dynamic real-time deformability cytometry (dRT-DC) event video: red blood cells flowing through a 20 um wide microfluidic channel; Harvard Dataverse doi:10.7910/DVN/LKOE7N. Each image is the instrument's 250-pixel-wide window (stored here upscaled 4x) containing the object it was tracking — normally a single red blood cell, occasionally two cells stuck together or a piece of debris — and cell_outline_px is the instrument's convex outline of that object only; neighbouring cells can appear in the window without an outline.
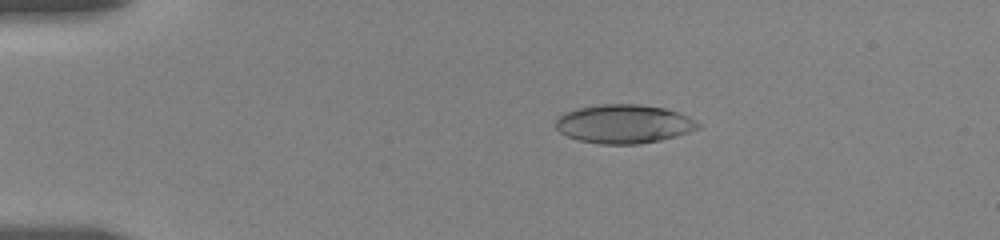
{"species": "human", "species_latin": "Homo sapiens", "temperature_condition": "room temperature", "stored_images_in_passage": 19, "camera_frame_rate_fps": 3000, "um_per_image_px": 0.085, "donor": {"sex": "female"}, "frame": {"image": 1, "passage_image": 6, "time_ms": 2.667, "image_size_px": [1000, 240], "cell_outline_px": [[700, 128], [676, 136], [660, 140], [640, 144], [600, 144], [580, 140], [568, 136], [560, 132], [556, 128], [556, 120], [564, 112], [580, 108], [600, 104], [640, 104], [664, 108], [688, 116], [700, 124]], "centroid_in_image_um": [53.03, 10.53], "position_along_channel_um": 32.0, "area_um2": 31.96}}
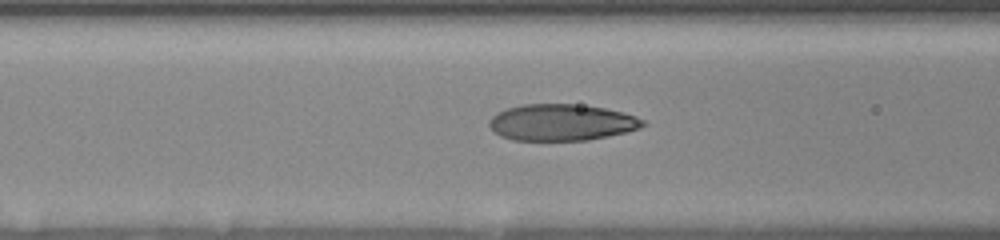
{"frame": {"image": 2, "passage_image": 15, "time_ms": 6.667, "image_size_px": [1000, 240], "cell_outline_px": [[644, 124], [640, 128], [628, 132], [588, 140], [512, 140], [500, 136], [488, 124], [488, 120], [496, 112], [508, 108], [524, 104], [576, 104], [604, 108], [624, 112], [636, 116], [644, 120]], "centroid_in_image_um": [47.73, 10.4], "position_along_channel_um": 118.9, "area_um2": 32.71}}
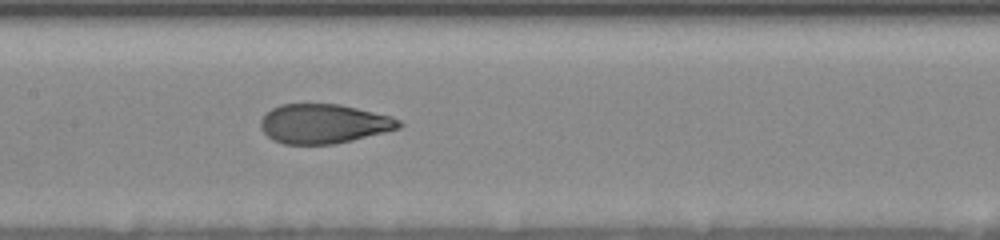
{"frame": {"image": 3, "passage_image": 19, "time_ms": 8.333, "image_size_px": [1000, 240], "cell_outline_px": [[404, 124], [400, 128], [352, 140], [332, 144], [284, 144], [272, 140], [260, 128], [260, 120], [272, 108], [280, 104], [340, 104], [392, 116], [400, 120]], "centroid_in_image_um": [27.52, 10.51], "position_along_channel_um": 179.9, "area_um2": 31.73}}